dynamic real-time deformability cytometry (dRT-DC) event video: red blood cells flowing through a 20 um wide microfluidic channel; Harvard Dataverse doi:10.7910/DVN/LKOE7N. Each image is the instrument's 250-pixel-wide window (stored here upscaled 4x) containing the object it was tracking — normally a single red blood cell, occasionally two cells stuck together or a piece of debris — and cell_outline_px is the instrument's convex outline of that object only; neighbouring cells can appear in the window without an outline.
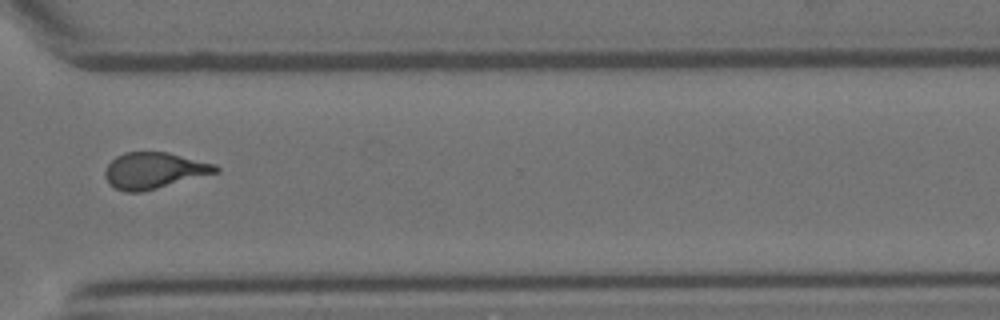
{"species": "Egyptian fruit bat (a non-hibernating species)", "species_latin": "Rousettus aegyptiacus", "temperature_condition": "room temperature", "stored_images_in_passage": 15, "camera_frame_rate_fps": 3000, "um_per_image_px": 0.085, "animal": {"sex": "female"}, "frame": {"image": 1, "passage_image": 11, "time_ms": 3.333, "image_size_px": [1000, 320], "cell_outline_px": [[220, 172], [140, 192], [124, 192], [108, 184], [104, 176], [104, 172], [108, 164], [116, 156], [124, 152], [168, 152], [216, 164], [220, 168]], "centroid_in_image_um": [13.09, 14.49], "position_along_channel_um": 357.5, "area_um2": 23.41}}